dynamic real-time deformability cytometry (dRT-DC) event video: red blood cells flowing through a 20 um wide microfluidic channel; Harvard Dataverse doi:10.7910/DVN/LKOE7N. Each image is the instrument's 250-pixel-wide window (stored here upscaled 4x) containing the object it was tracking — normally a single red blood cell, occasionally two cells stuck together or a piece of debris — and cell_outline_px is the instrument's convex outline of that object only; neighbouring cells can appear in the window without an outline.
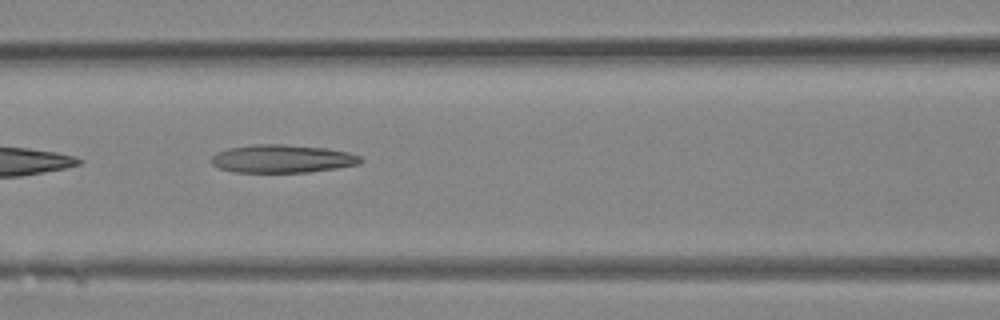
{"species": "Egyptian fruit bat (a non-hibernating species)", "species_latin": "Rousettus aegyptiacus", "temperature_condition": "room temperature", "stored_images_in_passage": 26, "camera_frame_rate_fps": 3000, "um_per_image_px": 0.085, "animal": {"sex": "female"}, "frame": {"image": 1, "passage_image": 8, "time_ms": 2.333, "image_size_px": [1000, 320], "cell_outline_px": [[364, 160], [360, 164], [336, 168], [308, 172], [232, 172], [220, 168], [212, 164], [208, 160], [212, 156], [228, 148], [252, 144], [280, 144], [328, 148], [348, 152], [360, 156]], "centroid_in_image_um": [23.99, 13.49], "position_along_channel_um": 142.6, "area_um2": 24.51}}
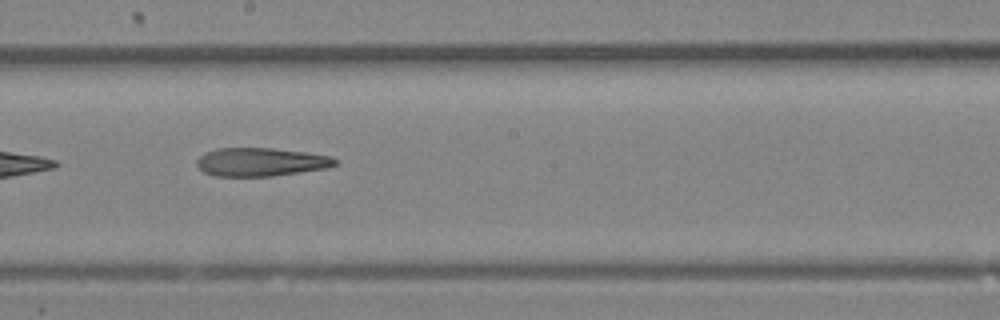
{"frame": {"image": 2, "passage_image": 12, "time_ms": 3.667, "image_size_px": [1000, 320], "cell_outline_px": [[340, 160], [336, 164], [328, 168], [272, 176], [216, 176], [204, 172], [196, 164], [196, 160], [204, 152], [216, 148], [272, 148], [308, 152], [332, 156]], "centroid_in_image_um": [22.2, 13.76], "position_along_channel_um": 226.0, "area_um2": 23.12}}